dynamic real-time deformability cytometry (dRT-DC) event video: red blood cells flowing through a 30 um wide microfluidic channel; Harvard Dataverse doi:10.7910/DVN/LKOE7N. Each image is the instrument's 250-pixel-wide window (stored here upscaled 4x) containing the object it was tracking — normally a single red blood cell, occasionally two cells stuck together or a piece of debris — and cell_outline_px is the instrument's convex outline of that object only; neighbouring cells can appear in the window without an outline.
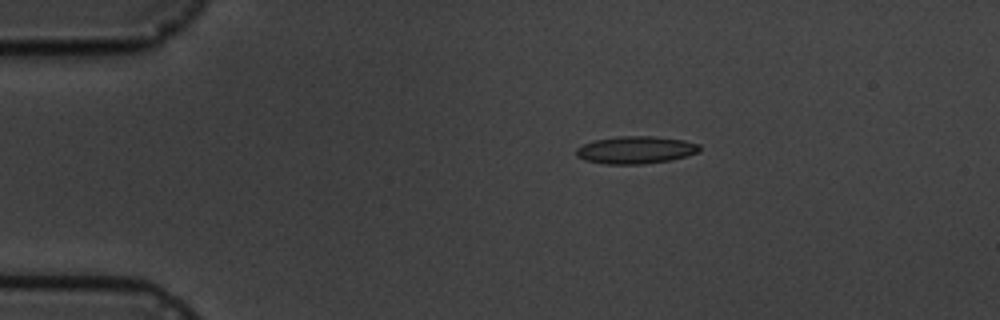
{"species": "common noctule bat (a hibernating species)", "species_latin": "Nyctalus noctula", "temperature_condition": "cold", "stored_images_in_passage": 7, "camera_frame_rate_fps": 3000, "um_per_image_px": 0.085, "animal": {"sex": "male", "body_mass_g": 19.5, "forearm_length_mm": 54.6}, "frame": {"image": 1, "passage_image": 1, "time_ms": 0.0, "image_size_px": [1000, 320], "cell_outline_px": [[700, 152], [672, 160], [644, 164], [604, 164], [584, 160], [576, 156], [576, 148], [592, 140], [616, 136], [656, 136], [684, 140], [700, 144]], "centroid_in_image_um": [54.03, 12.74], "position_along_channel_um": 31.0, "area_um2": 20.06}}
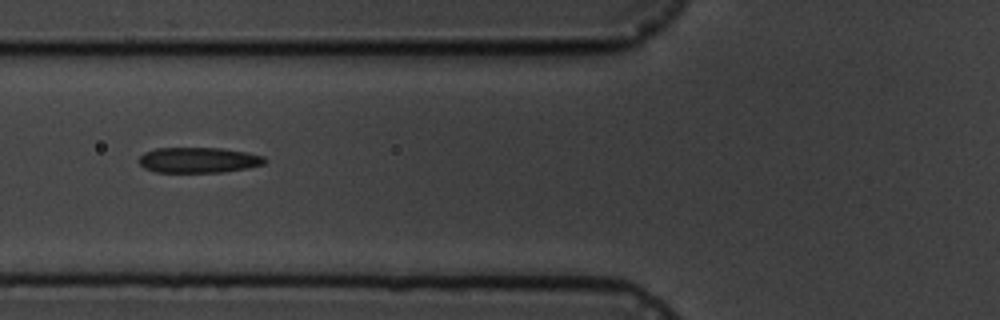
{"frame": {"image": 2, "passage_image": 4, "time_ms": 3.667, "image_size_px": [1000, 320], "cell_outline_px": [[268, 160], [264, 164], [248, 168], [224, 172], [156, 172], [144, 168], [140, 164], [140, 156], [144, 152], [156, 148], [220, 148], [244, 152], [264, 156]], "centroid_in_image_um": [16.89, 13.61], "position_along_channel_um": 108.9, "area_um2": 18.67}}
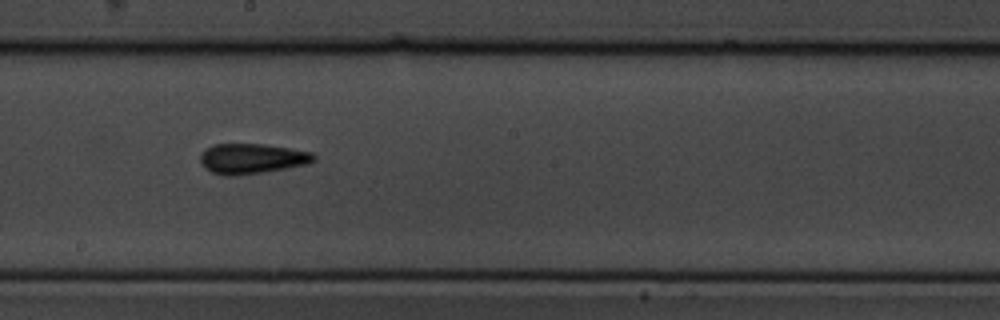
{"frame": {"image": 3, "passage_image": 7, "time_ms": 7.0, "image_size_px": [1000, 320], "cell_outline_px": [[316, 160], [308, 164], [260, 172], [232, 176], [224, 176], [212, 172], [204, 168], [200, 164], [200, 152], [204, 148], [212, 144], [264, 144], [312, 152], [316, 156]], "centroid_in_image_um": [21.35, 13.47], "position_along_channel_um": 226.8, "area_um2": 20.06}}